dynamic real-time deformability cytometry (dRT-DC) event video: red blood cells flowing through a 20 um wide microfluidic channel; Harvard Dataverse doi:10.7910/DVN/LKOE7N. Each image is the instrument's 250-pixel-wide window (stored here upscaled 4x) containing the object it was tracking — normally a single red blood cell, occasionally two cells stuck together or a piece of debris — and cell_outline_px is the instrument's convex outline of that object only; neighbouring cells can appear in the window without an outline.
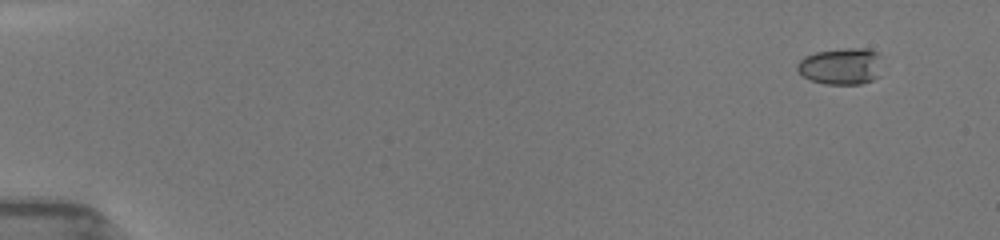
{"species": "common noctule bat (a hibernating species)", "species_latin": "Nyctalus noctula", "temperature_condition": "room temperature", "stored_images_in_passage": 16, "segment_of_instrument_passage": [1, 2], "camera_frame_rate_fps": 3000, "um_per_image_px": 0.085, "animal": {"sex": "female", "body_mass_g": 19.5, "forearm_length_mm": 54.1}, "frame": {"image": 1, "passage_image": 1, "time_ms": 0.0, "image_size_px": [1000, 240], "cell_outline_px": [[880, 76], [872, 80], [860, 84], [824, 84], [812, 80], [804, 76], [796, 68], [796, 64], [804, 56], [816, 52], [844, 48], [868, 48], [876, 52], [880, 56]], "centroid_in_image_um": [71.5, 5.62], "position_along_channel_um": 13.5, "area_um2": 18.21}}
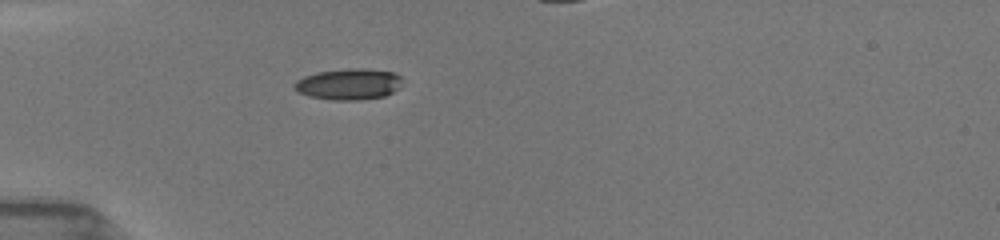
{"frame": {"image": 2, "passage_image": 11, "time_ms": 4.333, "image_size_px": [1000, 240], "cell_outline_px": [[400, 88], [384, 96], [360, 100], [332, 100], [308, 96], [296, 92], [292, 84], [296, 80], [304, 76], [316, 72], [352, 68], [364, 68], [396, 72], [400, 76]], "centroid_in_image_um": [29.61, 7.15], "position_along_channel_um": 55.4, "area_um2": 19.83}}